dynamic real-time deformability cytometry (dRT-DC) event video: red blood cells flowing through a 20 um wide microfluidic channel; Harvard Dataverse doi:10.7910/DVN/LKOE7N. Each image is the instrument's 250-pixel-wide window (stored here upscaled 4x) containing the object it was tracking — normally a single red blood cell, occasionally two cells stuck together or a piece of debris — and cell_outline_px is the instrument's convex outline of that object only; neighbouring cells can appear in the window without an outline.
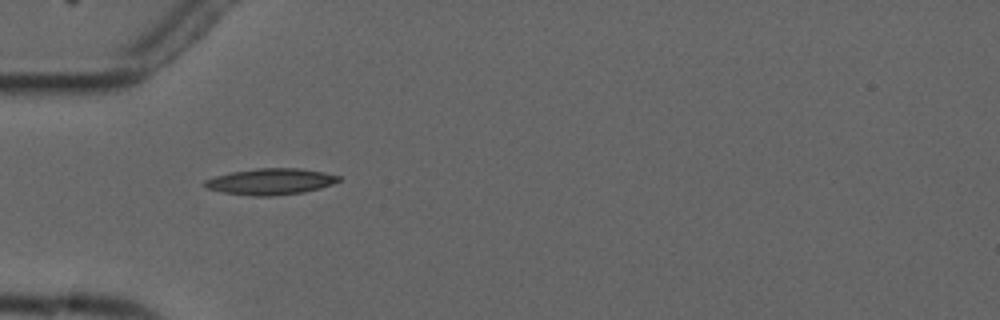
{"species": "common noctule bat (a hibernating species)", "species_latin": "Nyctalus noctula", "temperature_condition": "cold", "stored_images_in_passage": 5, "camera_frame_rate_fps": 3000, "um_per_image_px": 0.085, "animal": {"sex": "male", "forearm_length_mm": 52.5}, "frame": {"image": 1, "passage_image": 4, "time_ms": 3.667, "image_size_px": [1000, 320], "cell_outline_px": [[340, 180], [332, 184], [320, 188], [304, 192], [268, 196], [252, 196], [224, 192], [208, 188], [204, 184], [204, 180], [216, 176], [232, 172], [256, 168], [300, 168], [324, 172], [340, 176]], "centroid_in_image_um": [23.03, 15.42], "position_along_channel_um": 62.0, "area_um2": 20.29}}